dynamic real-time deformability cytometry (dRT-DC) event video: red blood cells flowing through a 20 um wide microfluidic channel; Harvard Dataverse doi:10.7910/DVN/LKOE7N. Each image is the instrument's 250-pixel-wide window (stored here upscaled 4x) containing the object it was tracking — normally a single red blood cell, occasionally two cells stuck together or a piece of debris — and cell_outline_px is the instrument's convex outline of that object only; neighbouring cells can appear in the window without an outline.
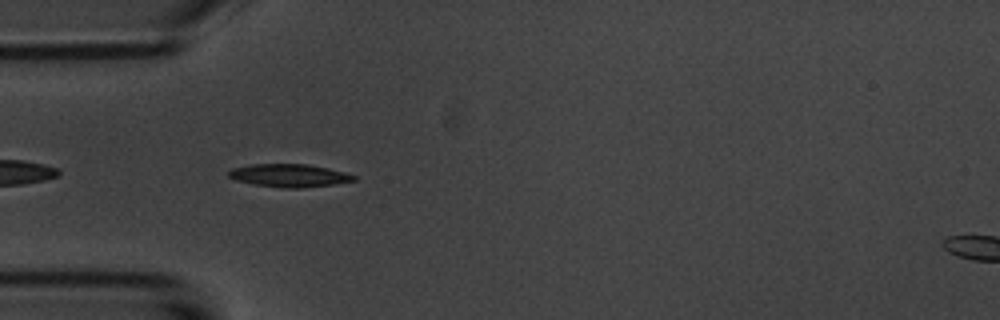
{"species": "common noctule bat (a hibernating species)", "species_latin": "Nyctalus noctula", "temperature_condition": "room temperature", "stored_images_in_passage": 8, "camera_frame_rate_fps": 3000, "um_per_image_px": 0.085, "animal": {"sex": "male", "body_mass_g": 20.1, "forearm_length_mm": 53.5}, "frame": {"image": 1, "passage_image": 5, "time_ms": 4.333, "image_size_px": [1000, 320], "cell_outline_px": [[356, 180], [332, 184], [300, 188], [284, 188], [252, 184], [236, 180], [228, 176], [228, 172], [232, 168], [252, 164], [308, 164], [328, 168], [344, 172], [356, 176]], "centroid_in_image_um": [24.56, 14.91], "position_along_channel_um": 60.4, "area_um2": 16.65}}
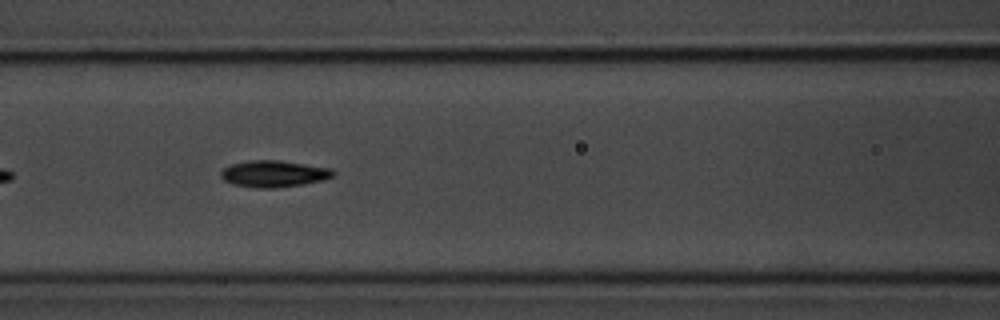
{"frame": {"image": 2, "passage_image": 7, "time_ms": 6.667, "image_size_px": [1000, 320], "cell_outline_px": [[336, 172], [332, 176], [324, 180], [304, 184], [272, 188], [260, 188], [232, 184], [224, 180], [220, 176], [220, 172], [224, 168], [232, 164], [252, 160], [280, 160], [332, 168]], "centroid_in_image_um": [23.29, 14.76], "position_along_channel_um": 143.3, "area_um2": 17.4}}
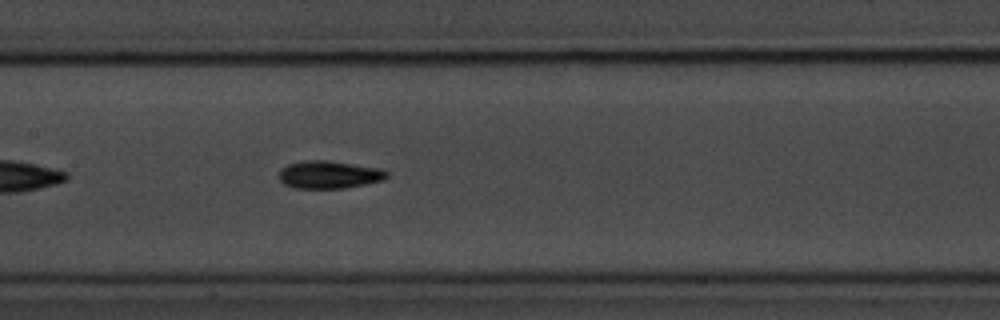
{"frame": {"image": 3, "passage_image": 8, "time_ms": 7.667, "image_size_px": [1000, 320], "cell_outline_px": [[388, 176], [384, 180], [344, 188], [296, 188], [284, 184], [280, 180], [280, 168], [288, 164], [304, 160], [328, 160], [380, 168], [388, 172]], "centroid_in_image_um": [27.97, 14.83], "position_along_channel_um": 179.4, "area_um2": 17.4}}